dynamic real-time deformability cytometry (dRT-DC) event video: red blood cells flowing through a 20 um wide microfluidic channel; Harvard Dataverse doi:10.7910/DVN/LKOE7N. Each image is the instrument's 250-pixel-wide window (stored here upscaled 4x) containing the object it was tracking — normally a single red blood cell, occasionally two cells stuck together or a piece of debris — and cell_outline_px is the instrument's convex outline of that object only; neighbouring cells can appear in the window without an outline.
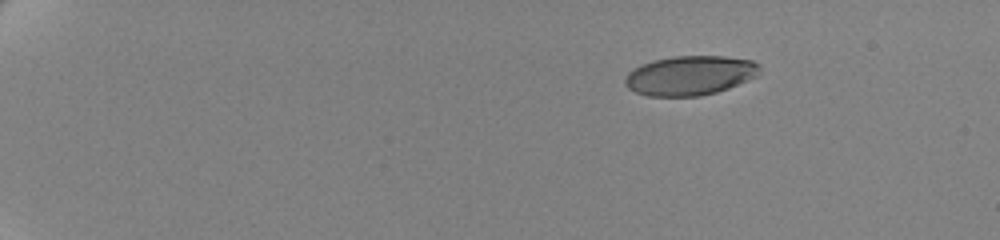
{"species": "human", "species_latin": "Homo sapiens", "temperature_condition": "cold", "stored_images_in_passage": 52, "camera_frame_rate_fps": 3000, "um_per_image_px": 0.085, "donor": {"sex": "female"}, "frame": {"image": 1, "passage_image": 1, "time_ms": 0.0, "image_size_px": [1000, 240], "cell_outline_px": [[760, 68], [756, 76], [748, 80], [728, 88], [716, 92], [700, 96], [648, 96], [636, 92], [628, 88], [624, 84], [624, 80], [628, 72], [652, 60], [672, 56], [724, 56], [752, 60], [760, 64]], "centroid_in_image_um": [58.65, 6.41], "position_along_channel_um": 26.4, "area_um2": 30.92}}
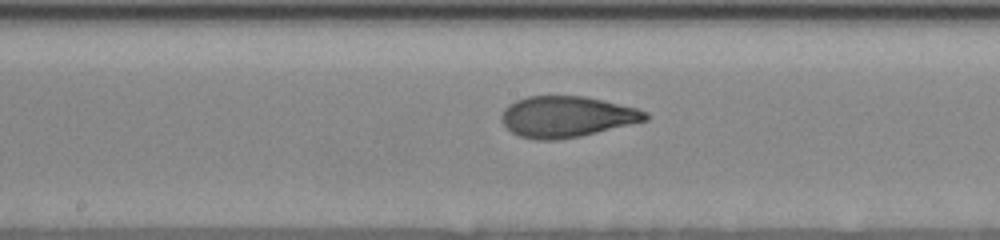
{"frame": {"image": 2, "passage_image": 27, "time_ms": 8.667, "image_size_px": [1000, 240], "cell_outline_px": [[648, 120], [580, 136], [556, 140], [536, 140], [520, 136], [512, 132], [500, 120], [500, 116], [504, 108], [508, 104], [516, 100], [528, 96], [584, 96], [636, 108], [648, 112]], "centroid_in_image_um": [48.14, 9.92], "position_along_channel_um": 200.1, "area_um2": 34.28}}
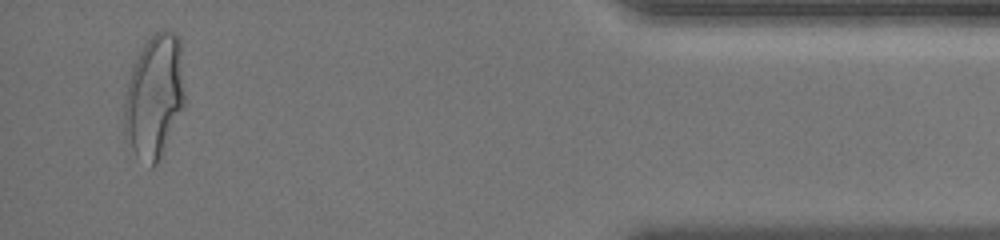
{"frame": {"image": 3, "passage_image": 50, "time_ms": 16.333, "image_size_px": [1000, 240], "cell_outline_px": [[184, 104], [160, 156], [156, 164], [152, 168], [136, 156], [124, 132], [124, 100], [128, 80], [132, 68], [144, 44], [160, 28], [164, 28], [176, 32], [180, 36], [184, 96]], "centroid_in_image_um": [13.11, 8.13], "position_along_channel_um": 422.1, "area_um2": 43.12}, "authors_computed_cell_mechanics": {"area_um2": 34.1887, "velocity_mm_per_s": 3.4865, "shape_relaxation_time_tau1_ms": 4.377, "shape_relaxation_time_tau2_ms": 0.9636, "deformation_change_tau1": 0.1822, "deformation_change_tau2": 0.0688}}